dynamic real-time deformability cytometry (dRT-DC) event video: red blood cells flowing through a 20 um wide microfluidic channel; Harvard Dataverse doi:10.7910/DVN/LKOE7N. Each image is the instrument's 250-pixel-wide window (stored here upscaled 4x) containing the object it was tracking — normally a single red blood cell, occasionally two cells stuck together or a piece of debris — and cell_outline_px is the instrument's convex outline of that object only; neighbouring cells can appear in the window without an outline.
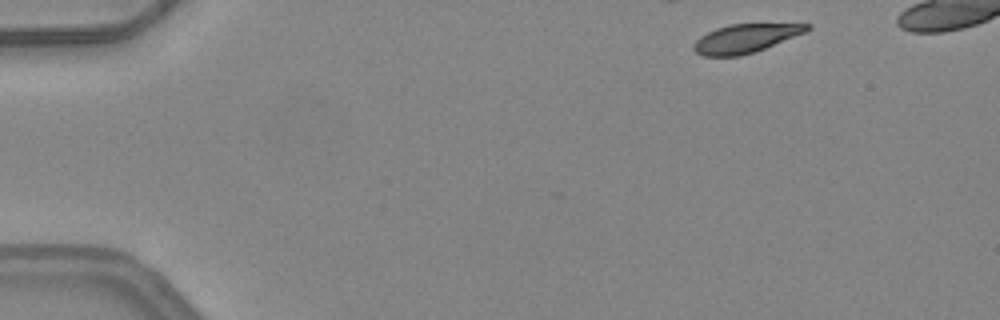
{"species": "common noctule bat (a hibernating species)", "species_latin": "Nyctalus noctula", "temperature_condition": "warm", "stored_images_in_passage": 4, "camera_frame_rate_fps": 3000, "um_per_image_px": 0.085, "animal": {"sex": "female", "body_mass_g": 24.6, "forearm_length_mm": 56.2}, "frame": {"image": 1, "passage_image": 1, "time_ms": 0.0, "image_size_px": [1000, 320], "cell_outline_px": [[812, 28], [804, 32], [756, 52], [740, 56], [704, 56], [696, 52], [692, 48], [692, 44], [700, 36], [716, 28], [732, 24], [812, 24]], "centroid_in_image_um": [63.33, 3.27], "position_along_channel_um": 21.7, "area_um2": 18.79}}